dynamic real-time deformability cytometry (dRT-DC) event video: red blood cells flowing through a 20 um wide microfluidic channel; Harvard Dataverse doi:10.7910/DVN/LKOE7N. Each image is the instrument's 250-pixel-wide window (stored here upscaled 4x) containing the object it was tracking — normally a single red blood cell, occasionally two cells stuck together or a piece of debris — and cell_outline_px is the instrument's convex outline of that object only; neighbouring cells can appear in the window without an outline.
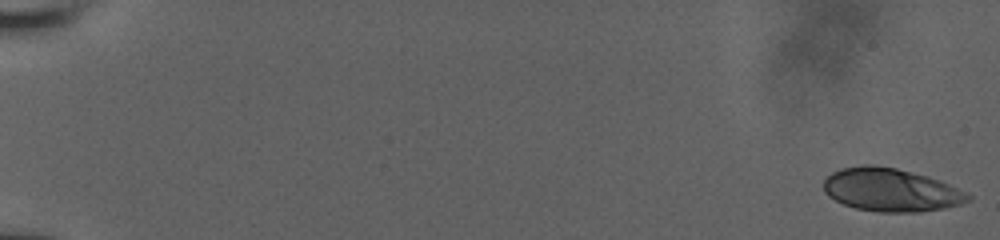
{"species": "human", "species_latin": "Homo sapiens", "temperature_condition": "room temperature", "stored_images_in_passage": 34, "camera_frame_rate_fps": 3000, "um_per_image_px": 0.085, "donor": {"sex": "male"}, "frame": {"image": 1, "passage_image": 1, "time_ms": 0.0, "image_size_px": [1000, 240], "cell_outline_px": [[972, 200], [960, 204], [944, 208], [920, 212], [880, 212], [856, 208], [844, 204], [828, 196], [824, 192], [824, 180], [832, 172], [840, 168], [860, 164], [872, 164], [896, 168], [928, 176], [940, 180], [968, 192], [972, 196]], "centroid_in_image_um": [75.74, 16.13], "position_along_channel_um": 9.3, "area_um2": 36.59}}
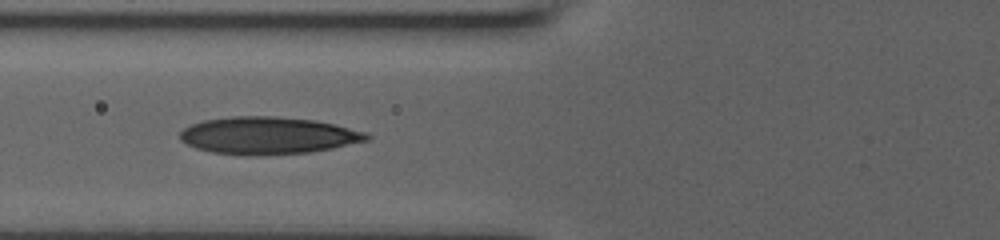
{"frame": {"image": 2, "passage_image": 26, "time_ms": 7.667, "image_size_px": [1000, 240], "cell_outline_px": [[372, 136], [368, 140], [332, 148], [308, 152], [212, 152], [196, 148], [180, 140], [180, 132], [184, 128], [192, 124], [204, 120], [232, 116], [276, 116], [316, 120], [368, 132]], "centroid_in_image_um": [22.83, 11.46], "position_along_channel_um": 103.0, "area_um2": 39.19}}
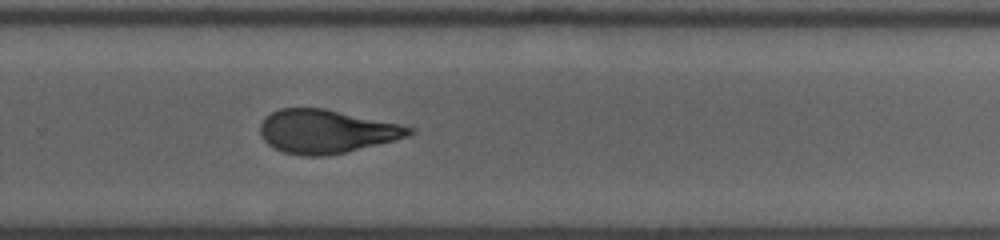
{"frame": {"image": 3, "passage_image": 34, "time_ms": 12.667, "image_size_px": [1000, 240], "cell_outline_px": [[416, 132], [408, 136], [344, 152], [324, 156], [300, 156], [284, 152], [272, 148], [260, 136], [260, 124], [264, 116], [280, 108], [324, 108], [400, 124], [416, 128]], "centroid_in_image_um": [27.69, 11.16], "position_along_channel_um": 302.1, "area_um2": 37.74}}